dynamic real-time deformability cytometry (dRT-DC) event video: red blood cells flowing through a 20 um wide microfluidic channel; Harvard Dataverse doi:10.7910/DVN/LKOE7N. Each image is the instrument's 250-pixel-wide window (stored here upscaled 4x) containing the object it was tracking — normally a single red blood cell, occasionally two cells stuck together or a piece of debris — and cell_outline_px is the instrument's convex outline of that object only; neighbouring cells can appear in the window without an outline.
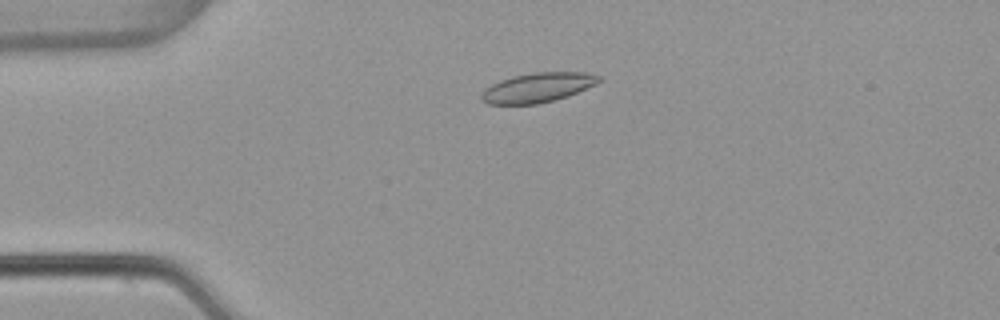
{"species": "common noctule bat (a hibernating species)", "species_latin": "Nyctalus noctula", "temperature_condition": "warm", "stored_images_in_passage": 53, "camera_frame_rate_fps": 3000, "um_per_image_px": 0.085, "animal": {"sex": "female", "body_mass_g": 22.7, "forearm_length_mm": 54.2}, "frame": {"image": 1, "passage_image": 12, "time_ms": 3.667, "image_size_px": [1000, 320], "cell_outline_px": [[604, 76], [596, 84], [568, 96], [556, 100], [536, 104], [488, 104], [480, 100], [480, 96], [484, 88], [500, 80], [512, 76], [532, 72], [584, 72]], "centroid_in_image_um": [45.69, 7.44], "position_along_channel_um": 39.3, "area_um2": 20.46}}
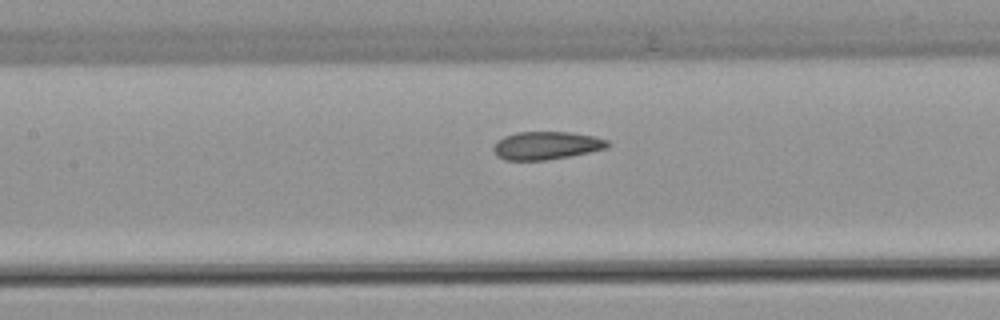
{"frame": {"image": 2, "passage_image": 24, "time_ms": 7.667, "image_size_px": [1000, 320], "cell_outline_px": [[608, 148], [548, 160], [504, 160], [496, 156], [492, 148], [496, 140], [504, 136], [516, 132], [572, 132], [592, 136], [608, 140]], "centroid_in_image_um": [46.38, 12.37], "position_along_channel_um": 161.0, "area_um2": 18.67}}
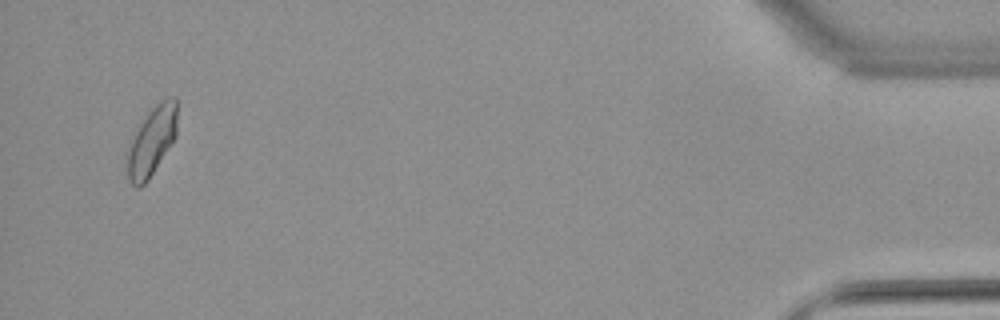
{"frame": {"image": 3, "passage_image": 51, "time_ms": 16.667, "image_size_px": [1000, 320], "cell_outline_px": [[176, 136], [148, 180], [140, 188], [136, 188], [128, 180], [128, 152], [132, 140], [140, 124], [148, 112], [160, 100], [168, 96], [176, 96]], "centroid_in_image_um": [12.92, 11.98], "position_along_channel_um": 422.3, "area_um2": 19.59}, "authors_computed_cell_mechanics": {"area_um2": 19.3052, "velocity_mm_per_s": 3.8169, "shape_relaxation_time_tau1_ms": null, "shape_relaxation_time_tau2_ms": 2.4685, "deformation_change_tau1": null, "deformation_change_tau2": 0.0418}}